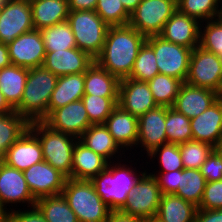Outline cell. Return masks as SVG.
I'll list each match as a JSON object with an SVG mask.
<instances>
[{"instance_id": "603a6c76", "label": "cell", "mask_w": 222, "mask_h": 222, "mask_svg": "<svg viewBox=\"0 0 222 222\" xmlns=\"http://www.w3.org/2000/svg\"><path fill=\"white\" fill-rule=\"evenodd\" d=\"M104 125L118 145L126 150L136 147L138 140V117L131 115L117 105Z\"/></svg>"}, {"instance_id": "b9f144b4", "label": "cell", "mask_w": 222, "mask_h": 222, "mask_svg": "<svg viewBox=\"0 0 222 222\" xmlns=\"http://www.w3.org/2000/svg\"><path fill=\"white\" fill-rule=\"evenodd\" d=\"M147 156H149L151 160L157 156L159 157L158 160L159 164H161V171L158 173H167L184 169L179 144H162L160 147L152 150Z\"/></svg>"}, {"instance_id": "94428289", "label": "cell", "mask_w": 222, "mask_h": 222, "mask_svg": "<svg viewBox=\"0 0 222 222\" xmlns=\"http://www.w3.org/2000/svg\"><path fill=\"white\" fill-rule=\"evenodd\" d=\"M8 0H0V8L5 5Z\"/></svg>"}, {"instance_id": "cb8c5ba5", "label": "cell", "mask_w": 222, "mask_h": 222, "mask_svg": "<svg viewBox=\"0 0 222 222\" xmlns=\"http://www.w3.org/2000/svg\"><path fill=\"white\" fill-rule=\"evenodd\" d=\"M108 163L104 157L95 153L77 139L72 158L71 178L91 180L102 172Z\"/></svg>"}, {"instance_id": "11a10c76", "label": "cell", "mask_w": 222, "mask_h": 222, "mask_svg": "<svg viewBox=\"0 0 222 222\" xmlns=\"http://www.w3.org/2000/svg\"><path fill=\"white\" fill-rule=\"evenodd\" d=\"M217 100L222 103V82L219 87V90L217 91Z\"/></svg>"}, {"instance_id": "83f0119b", "label": "cell", "mask_w": 222, "mask_h": 222, "mask_svg": "<svg viewBox=\"0 0 222 222\" xmlns=\"http://www.w3.org/2000/svg\"><path fill=\"white\" fill-rule=\"evenodd\" d=\"M197 206L174 194H162L155 216L160 222H194Z\"/></svg>"}, {"instance_id": "e0dca14e", "label": "cell", "mask_w": 222, "mask_h": 222, "mask_svg": "<svg viewBox=\"0 0 222 222\" xmlns=\"http://www.w3.org/2000/svg\"><path fill=\"white\" fill-rule=\"evenodd\" d=\"M1 161L6 165L24 171L44 161L38 137L28 128L6 151Z\"/></svg>"}, {"instance_id": "f5cc1de1", "label": "cell", "mask_w": 222, "mask_h": 222, "mask_svg": "<svg viewBox=\"0 0 222 222\" xmlns=\"http://www.w3.org/2000/svg\"><path fill=\"white\" fill-rule=\"evenodd\" d=\"M15 109L8 103V101L5 99V96L0 91V115L14 112Z\"/></svg>"}, {"instance_id": "60d3db41", "label": "cell", "mask_w": 222, "mask_h": 222, "mask_svg": "<svg viewBox=\"0 0 222 222\" xmlns=\"http://www.w3.org/2000/svg\"><path fill=\"white\" fill-rule=\"evenodd\" d=\"M95 12L109 26L128 25L130 13L121 0H98Z\"/></svg>"}, {"instance_id": "ba28073f", "label": "cell", "mask_w": 222, "mask_h": 222, "mask_svg": "<svg viewBox=\"0 0 222 222\" xmlns=\"http://www.w3.org/2000/svg\"><path fill=\"white\" fill-rule=\"evenodd\" d=\"M176 10L177 5L172 0H142L130 14L128 25L146 38L157 36Z\"/></svg>"}, {"instance_id": "52a82bcc", "label": "cell", "mask_w": 222, "mask_h": 222, "mask_svg": "<svg viewBox=\"0 0 222 222\" xmlns=\"http://www.w3.org/2000/svg\"><path fill=\"white\" fill-rule=\"evenodd\" d=\"M146 42L154 50L159 73L185 82L193 50L168 42L159 35L147 37Z\"/></svg>"}, {"instance_id": "d590c367", "label": "cell", "mask_w": 222, "mask_h": 222, "mask_svg": "<svg viewBox=\"0 0 222 222\" xmlns=\"http://www.w3.org/2000/svg\"><path fill=\"white\" fill-rule=\"evenodd\" d=\"M167 143L182 144L193 140L190 119L172 107H166Z\"/></svg>"}, {"instance_id": "4316f807", "label": "cell", "mask_w": 222, "mask_h": 222, "mask_svg": "<svg viewBox=\"0 0 222 222\" xmlns=\"http://www.w3.org/2000/svg\"><path fill=\"white\" fill-rule=\"evenodd\" d=\"M120 80L95 61L85 72L84 95L118 97Z\"/></svg>"}, {"instance_id": "d6986e66", "label": "cell", "mask_w": 222, "mask_h": 222, "mask_svg": "<svg viewBox=\"0 0 222 222\" xmlns=\"http://www.w3.org/2000/svg\"><path fill=\"white\" fill-rule=\"evenodd\" d=\"M200 25L201 23L197 19L187 16L177 9L165 23L159 36L168 42L193 50L200 44Z\"/></svg>"}, {"instance_id": "5b68a950", "label": "cell", "mask_w": 222, "mask_h": 222, "mask_svg": "<svg viewBox=\"0 0 222 222\" xmlns=\"http://www.w3.org/2000/svg\"><path fill=\"white\" fill-rule=\"evenodd\" d=\"M29 129L38 137L44 161L71 178L72 158L77 138L54 131L42 121L29 123Z\"/></svg>"}, {"instance_id": "681fc988", "label": "cell", "mask_w": 222, "mask_h": 222, "mask_svg": "<svg viewBox=\"0 0 222 222\" xmlns=\"http://www.w3.org/2000/svg\"><path fill=\"white\" fill-rule=\"evenodd\" d=\"M106 222H144L142 219L126 214L121 210H111Z\"/></svg>"}, {"instance_id": "d6a6232c", "label": "cell", "mask_w": 222, "mask_h": 222, "mask_svg": "<svg viewBox=\"0 0 222 222\" xmlns=\"http://www.w3.org/2000/svg\"><path fill=\"white\" fill-rule=\"evenodd\" d=\"M29 128V122L16 111L0 115V158Z\"/></svg>"}, {"instance_id": "c3c4849f", "label": "cell", "mask_w": 222, "mask_h": 222, "mask_svg": "<svg viewBox=\"0 0 222 222\" xmlns=\"http://www.w3.org/2000/svg\"><path fill=\"white\" fill-rule=\"evenodd\" d=\"M194 222H222V209L206 210L197 208Z\"/></svg>"}, {"instance_id": "30bf717a", "label": "cell", "mask_w": 222, "mask_h": 222, "mask_svg": "<svg viewBox=\"0 0 222 222\" xmlns=\"http://www.w3.org/2000/svg\"><path fill=\"white\" fill-rule=\"evenodd\" d=\"M186 83L217 92L222 82V60L197 46L193 49Z\"/></svg>"}, {"instance_id": "be15d7a7", "label": "cell", "mask_w": 222, "mask_h": 222, "mask_svg": "<svg viewBox=\"0 0 222 222\" xmlns=\"http://www.w3.org/2000/svg\"><path fill=\"white\" fill-rule=\"evenodd\" d=\"M0 222H4V218H0Z\"/></svg>"}, {"instance_id": "7bdbcfd3", "label": "cell", "mask_w": 222, "mask_h": 222, "mask_svg": "<svg viewBox=\"0 0 222 222\" xmlns=\"http://www.w3.org/2000/svg\"><path fill=\"white\" fill-rule=\"evenodd\" d=\"M200 44L204 50L216 54L222 60V23L217 19L201 22ZM203 25V26H202ZM202 27L203 30H202Z\"/></svg>"}, {"instance_id": "836d02e7", "label": "cell", "mask_w": 222, "mask_h": 222, "mask_svg": "<svg viewBox=\"0 0 222 222\" xmlns=\"http://www.w3.org/2000/svg\"><path fill=\"white\" fill-rule=\"evenodd\" d=\"M46 51L76 48V41L69 22L63 21L40 30Z\"/></svg>"}, {"instance_id": "d4e9b609", "label": "cell", "mask_w": 222, "mask_h": 222, "mask_svg": "<svg viewBox=\"0 0 222 222\" xmlns=\"http://www.w3.org/2000/svg\"><path fill=\"white\" fill-rule=\"evenodd\" d=\"M85 73L58 76L48 104V114L71 102L82 100L84 96Z\"/></svg>"}, {"instance_id": "4fadbf2b", "label": "cell", "mask_w": 222, "mask_h": 222, "mask_svg": "<svg viewBox=\"0 0 222 222\" xmlns=\"http://www.w3.org/2000/svg\"><path fill=\"white\" fill-rule=\"evenodd\" d=\"M7 46L11 64L27 69L43 66L46 50L40 30L21 34Z\"/></svg>"}, {"instance_id": "ab89813d", "label": "cell", "mask_w": 222, "mask_h": 222, "mask_svg": "<svg viewBox=\"0 0 222 222\" xmlns=\"http://www.w3.org/2000/svg\"><path fill=\"white\" fill-rule=\"evenodd\" d=\"M184 169H200L211 152L215 149L206 142L190 140L179 144Z\"/></svg>"}, {"instance_id": "816d5d0a", "label": "cell", "mask_w": 222, "mask_h": 222, "mask_svg": "<svg viewBox=\"0 0 222 222\" xmlns=\"http://www.w3.org/2000/svg\"><path fill=\"white\" fill-rule=\"evenodd\" d=\"M10 65L11 61L8 53V46L0 43V70Z\"/></svg>"}, {"instance_id": "6f0895ef", "label": "cell", "mask_w": 222, "mask_h": 222, "mask_svg": "<svg viewBox=\"0 0 222 222\" xmlns=\"http://www.w3.org/2000/svg\"><path fill=\"white\" fill-rule=\"evenodd\" d=\"M144 222H160L158 219H156L155 217L153 218H149L147 220H145Z\"/></svg>"}, {"instance_id": "3957f363", "label": "cell", "mask_w": 222, "mask_h": 222, "mask_svg": "<svg viewBox=\"0 0 222 222\" xmlns=\"http://www.w3.org/2000/svg\"><path fill=\"white\" fill-rule=\"evenodd\" d=\"M111 163L109 162L107 167L90 181L96 193L111 210H121L129 193L146 170L138 175L131 166L121 165L120 162L115 165L114 162Z\"/></svg>"}, {"instance_id": "277c9868", "label": "cell", "mask_w": 222, "mask_h": 222, "mask_svg": "<svg viewBox=\"0 0 222 222\" xmlns=\"http://www.w3.org/2000/svg\"><path fill=\"white\" fill-rule=\"evenodd\" d=\"M61 194L76 214L78 222H106L111 212L90 180L67 178Z\"/></svg>"}, {"instance_id": "6da1fadb", "label": "cell", "mask_w": 222, "mask_h": 222, "mask_svg": "<svg viewBox=\"0 0 222 222\" xmlns=\"http://www.w3.org/2000/svg\"><path fill=\"white\" fill-rule=\"evenodd\" d=\"M145 41L146 37L129 25L110 26L95 62L119 80L128 78Z\"/></svg>"}, {"instance_id": "9c48e42d", "label": "cell", "mask_w": 222, "mask_h": 222, "mask_svg": "<svg viewBox=\"0 0 222 222\" xmlns=\"http://www.w3.org/2000/svg\"><path fill=\"white\" fill-rule=\"evenodd\" d=\"M161 197L157 180L153 175L145 172L129 193L121 211L145 221L156 216Z\"/></svg>"}, {"instance_id": "4dcf8cb0", "label": "cell", "mask_w": 222, "mask_h": 222, "mask_svg": "<svg viewBox=\"0 0 222 222\" xmlns=\"http://www.w3.org/2000/svg\"><path fill=\"white\" fill-rule=\"evenodd\" d=\"M206 179L199 169L179 170V186L174 195L199 206L203 197Z\"/></svg>"}, {"instance_id": "7402d4cb", "label": "cell", "mask_w": 222, "mask_h": 222, "mask_svg": "<svg viewBox=\"0 0 222 222\" xmlns=\"http://www.w3.org/2000/svg\"><path fill=\"white\" fill-rule=\"evenodd\" d=\"M192 138L217 148L222 136V103L218 100L199 116L190 119Z\"/></svg>"}, {"instance_id": "7a4b0ae2", "label": "cell", "mask_w": 222, "mask_h": 222, "mask_svg": "<svg viewBox=\"0 0 222 222\" xmlns=\"http://www.w3.org/2000/svg\"><path fill=\"white\" fill-rule=\"evenodd\" d=\"M58 76L44 66L29 69L20 104L15 111L29 123L48 115V104Z\"/></svg>"}, {"instance_id": "7dc6e473", "label": "cell", "mask_w": 222, "mask_h": 222, "mask_svg": "<svg viewBox=\"0 0 222 222\" xmlns=\"http://www.w3.org/2000/svg\"><path fill=\"white\" fill-rule=\"evenodd\" d=\"M155 177L162 194H174L179 186V170L167 173H150ZM156 174V175H155Z\"/></svg>"}, {"instance_id": "8992f818", "label": "cell", "mask_w": 222, "mask_h": 222, "mask_svg": "<svg viewBox=\"0 0 222 222\" xmlns=\"http://www.w3.org/2000/svg\"><path fill=\"white\" fill-rule=\"evenodd\" d=\"M76 41V47L94 60L100 55L109 25L95 10L69 11L68 19Z\"/></svg>"}, {"instance_id": "ac0fdd59", "label": "cell", "mask_w": 222, "mask_h": 222, "mask_svg": "<svg viewBox=\"0 0 222 222\" xmlns=\"http://www.w3.org/2000/svg\"><path fill=\"white\" fill-rule=\"evenodd\" d=\"M166 107L157 106L138 117L137 147L147 152V155L162 144L167 143L166 136Z\"/></svg>"}, {"instance_id": "7c38bea8", "label": "cell", "mask_w": 222, "mask_h": 222, "mask_svg": "<svg viewBox=\"0 0 222 222\" xmlns=\"http://www.w3.org/2000/svg\"><path fill=\"white\" fill-rule=\"evenodd\" d=\"M42 122L54 131L69 134L77 139L92 125L82 100L51 111Z\"/></svg>"}, {"instance_id": "484cf974", "label": "cell", "mask_w": 222, "mask_h": 222, "mask_svg": "<svg viewBox=\"0 0 222 222\" xmlns=\"http://www.w3.org/2000/svg\"><path fill=\"white\" fill-rule=\"evenodd\" d=\"M30 4L35 30H41L68 19V0H30Z\"/></svg>"}, {"instance_id": "9f6ffc18", "label": "cell", "mask_w": 222, "mask_h": 222, "mask_svg": "<svg viewBox=\"0 0 222 222\" xmlns=\"http://www.w3.org/2000/svg\"><path fill=\"white\" fill-rule=\"evenodd\" d=\"M216 19L222 23V6L218 10V15Z\"/></svg>"}, {"instance_id": "f546056e", "label": "cell", "mask_w": 222, "mask_h": 222, "mask_svg": "<svg viewBox=\"0 0 222 222\" xmlns=\"http://www.w3.org/2000/svg\"><path fill=\"white\" fill-rule=\"evenodd\" d=\"M29 69L11 64L0 70V91L15 109L21 102Z\"/></svg>"}, {"instance_id": "9a60e30c", "label": "cell", "mask_w": 222, "mask_h": 222, "mask_svg": "<svg viewBox=\"0 0 222 222\" xmlns=\"http://www.w3.org/2000/svg\"><path fill=\"white\" fill-rule=\"evenodd\" d=\"M36 199L30 192L23 171L12 168L0 161V207L5 213L9 203H27V207L36 205ZM6 205V206H5Z\"/></svg>"}, {"instance_id": "db71d44e", "label": "cell", "mask_w": 222, "mask_h": 222, "mask_svg": "<svg viewBox=\"0 0 222 222\" xmlns=\"http://www.w3.org/2000/svg\"><path fill=\"white\" fill-rule=\"evenodd\" d=\"M142 0H121L125 9L131 14Z\"/></svg>"}, {"instance_id": "680465c9", "label": "cell", "mask_w": 222, "mask_h": 222, "mask_svg": "<svg viewBox=\"0 0 222 222\" xmlns=\"http://www.w3.org/2000/svg\"><path fill=\"white\" fill-rule=\"evenodd\" d=\"M215 150L222 156V146L215 148Z\"/></svg>"}, {"instance_id": "e575fe53", "label": "cell", "mask_w": 222, "mask_h": 222, "mask_svg": "<svg viewBox=\"0 0 222 222\" xmlns=\"http://www.w3.org/2000/svg\"><path fill=\"white\" fill-rule=\"evenodd\" d=\"M147 83L157 106L172 107L183 82L158 73Z\"/></svg>"}, {"instance_id": "8d00e7d4", "label": "cell", "mask_w": 222, "mask_h": 222, "mask_svg": "<svg viewBox=\"0 0 222 222\" xmlns=\"http://www.w3.org/2000/svg\"><path fill=\"white\" fill-rule=\"evenodd\" d=\"M82 101L91 124H104L118 105V97L84 95Z\"/></svg>"}, {"instance_id": "74e56055", "label": "cell", "mask_w": 222, "mask_h": 222, "mask_svg": "<svg viewBox=\"0 0 222 222\" xmlns=\"http://www.w3.org/2000/svg\"><path fill=\"white\" fill-rule=\"evenodd\" d=\"M220 2L222 0H181L177 4V9L201 23L216 19L219 6L222 5Z\"/></svg>"}, {"instance_id": "91938a15", "label": "cell", "mask_w": 222, "mask_h": 222, "mask_svg": "<svg viewBox=\"0 0 222 222\" xmlns=\"http://www.w3.org/2000/svg\"><path fill=\"white\" fill-rule=\"evenodd\" d=\"M6 213L3 211V209L0 207V218H4V215Z\"/></svg>"}, {"instance_id": "f6af8a7d", "label": "cell", "mask_w": 222, "mask_h": 222, "mask_svg": "<svg viewBox=\"0 0 222 222\" xmlns=\"http://www.w3.org/2000/svg\"><path fill=\"white\" fill-rule=\"evenodd\" d=\"M199 170L206 182L222 180V156L214 149Z\"/></svg>"}, {"instance_id": "ee69618b", "label": "cell", "mask_w": 222, "mask_h": 222, "mask_svg": "<svg viewBox=\"0 0 222 222\" xmlns=\"http://www.w3.org/2000/svg\"><path fill=\"white\" fill-rule=\"evenodd\" d=\"M198 209H222V180L206 182Z\"/></svg>"}, {"instance_id": "8fae6325", "label": "cell", "mask_w": 222, "mask_h": 222, "mask_svg": "<svg viewBox=\"0 0 222 222\" xmlns=\"http://www.w3.org/2000/svg\"><path fill=\"white\" fill-rule=\"evenodd\" d=\"M34 30L30 0H8L0 8V43L10 44L21 34Z\"/></svg>"}, {"instance_id": "f907efd6", "label": "cell", "mask_w": 222, "mask_h": 222, "mask_svg": "<svg viewBox=\"0 0 222 222\" xmlns=\"http://www.w3.org/2000/svg\"><path fill=\"white\" fill-rule=\"evenodd\" d=\"M98 0H68L69 11L95 10Z\"/></svg>"}, {"instance_id": "6125c7cd", "label": "cell", "mask_w": 222, "mask_h": 222, "mask_svg": "<svg viewBox=\"0 0 222 222\" xmlns=\"http://www.w3.org/2000/svg\"><path fill=\"white\" fill-rule=\"evenodd\" d=\"M176 5L181 1V0H172Z\"/></svg>"}, {"instance_id": "ffe728a7", "label": "cell", "mask_w": 222, "mask_h": 222, "mask_svg": "<svg viewBox=\"0 0 222 222\" xmlns=\"http://www.w3.org/2000/svg\"><path fill=\"white\" fill-rule=\"evenodd\" d=\"M216 101L217 92L214 90L183 82L172 108L192 119L199 116Z\"/></svg>"}, {"instance_id": "44dd1931", "label": "cell", "mask_w": 222, "mask_h": 222, "mask_svg": "<svg viewBox=\"0 0 222 222\" xmlns=\"http://www.w3.org/2000/svg\"><path fill=\"white\" fill-rule=\"evenodd\" d=\"M95 60L80 49L46 51L43 66L54 75L85 73Z\"/></svg>"}, {"instance_id": "1f68e13d", "label": "cell", "mask_w": 222, "mask_h": 222, "mask_svg": "<svg viewBox=\"0 0 222 222\" xmlns=\"http://www.w3.org/2000/svg\"><path fill=\"white\" fill-rule=\"evenodd\" d=\"M36 206L46 222H78L76 214L62 194L37 199Z\"/></svg>"}, {"instance_id": "f1b7e54d", "label": "cell", "mask_w": 222, "mask_h": 222, "mask_svg": "<svg viewBox=\"0 0 222 222\" xmlns=\"http://www.w3.org/2000/svg\"><path fill=\"white\" fill-rule=\"evenodd\" d=\"M79 140L95 153L104 157L108 162H112L116 153L121 152V147L114 140L104 124L90 125L79 138ZM120 150V151H119Z\"/></svg>"}, {"instance_id": "5bb4252c", "label": "cell", "mask_w": 222, "mask_h": 222, "mask_svg": "<svg viewBox=\"0 0 222 222\" xmlns=\"http://www.w3.org/2000/svg\"><path fill=\"white\" fill-rule=\"evenodd\" d=\"M28 188L37 200L62 193L67 177L46 161L34 164L23 171Z\"/></svg>"}, {"instance_id": "f35d334b", "label": "cell", "mask_w": 222, "mask_h": 222, "mask_svg": "<svg viewBox=\"0 0 222 222\" xmlns=\"http://www.w3.org/2000/svg\"><path fill=\"white\" fill-rule=\"evenodd\" d=\"M159 73L153 48L145 41L141 46L128 78L148 82Z\"/></svg>"}, {"instance_id": "bcb514c9", "label": "cell", "mask_w": 222, "mask_h": 222, "mask_svg": "<svg viewBox=\"0 0 222 222\" xmlns=\"http://www.w3.org/2000/svg\"><path fill=\"white\" fill-rule=\"evenodd\" d=\"M32 209V210H31ZM4 222H46L45 217L35 205L33 207L30 206V209L23 210H8V212L4 215Z\"/></svg>"}, {"instance_id": "2e32d148", "label": "cell", "mask_w": 222, "mask_h": 222, "mask_svg": "<svg viewBox=\"0 0 222 222\" xmlns=\"http://www.w3.org/2000/svg\"><path fill=\"white\" fill-rule=\"evenodd\" d=\"M118 105L136 117L157 107L148 83L132 78L120 80Z\"/></svg>"}]
</instances>
